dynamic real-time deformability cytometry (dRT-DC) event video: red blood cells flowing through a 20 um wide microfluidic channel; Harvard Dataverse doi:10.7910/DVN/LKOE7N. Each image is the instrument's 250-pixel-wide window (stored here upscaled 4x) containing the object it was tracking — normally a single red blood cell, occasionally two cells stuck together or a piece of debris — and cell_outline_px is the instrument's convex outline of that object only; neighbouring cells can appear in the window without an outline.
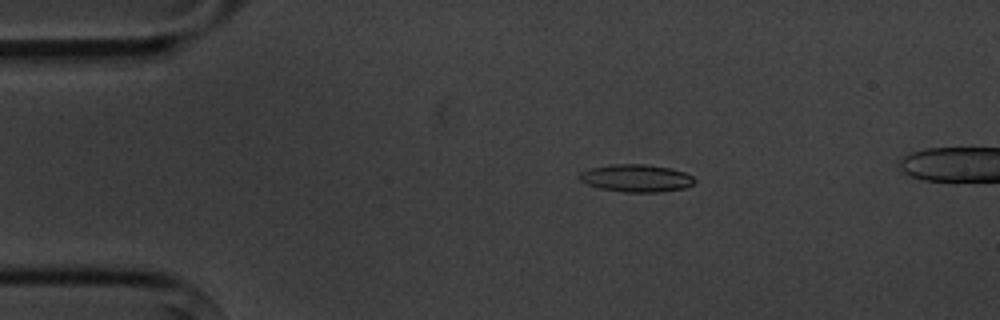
{"species": "common noctule bat (a hibernating species)", "species_latin": "Nyctalus noctula", "temperature_condition": "cold", "stored_images_in_passage": 5, "camera_frame_rate_fps": 3000, "um_per_image_px": 0.085, "animal": {"sex": "male", "body_mass_g": 20.1, "forearm_length_mm": 53.5}, "frame": {"image": 1, "passage_image": 3, "time_ms": 2.333, "image_size_px": [1000, 320], "cell_outline_px": [[696, 180], [692, 184], [684, 188], [656, 192], [624, 192], [600, 188], [588, 184], [580, 180], [576, 176], [580, 172], [592, 168], [608, 164], [644, 164], [672, 168], [684, 172], [692, 176]], "centroid_in_image_um": [54.06, 15.13], "position_along_channel_um": 30.9, "area_um2": 18.44}}